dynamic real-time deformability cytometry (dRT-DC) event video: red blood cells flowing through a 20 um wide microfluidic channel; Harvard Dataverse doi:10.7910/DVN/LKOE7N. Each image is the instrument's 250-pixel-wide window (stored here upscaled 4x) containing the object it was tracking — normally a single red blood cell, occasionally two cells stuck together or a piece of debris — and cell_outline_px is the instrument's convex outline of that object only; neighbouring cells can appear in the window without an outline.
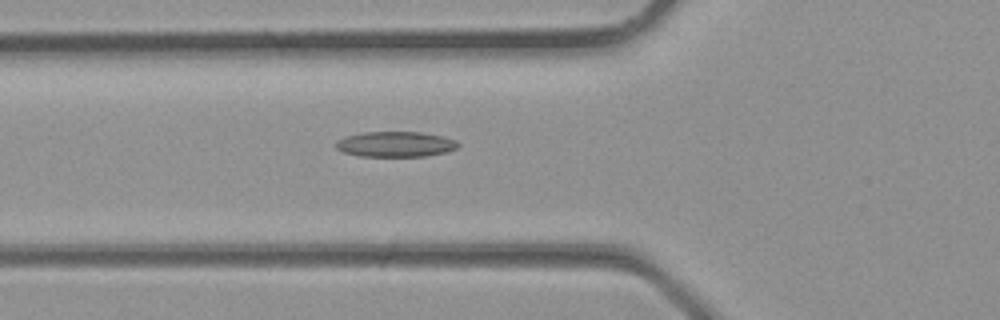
{"species": "common noctule bat (a hibernating species)", "species_latin": "Nyctalus noctula", "temperature_condition": "room temperature", "stored_images_in_passage": 24, "camera_frame_rate_fps": 3000, "um_per_image_px": 0.085, "animal": {"sex": "male", "body_mass_g": 23.1, "forearm_length_mm": 52.7}, "frame": {"image": 1, "passage_image": 2, "time_ms": 0.333, "image_size_px": [1000, 320], "cell_outline_px": [[460, 144], [456, 148], [448, 152], [424, 156], [360, 156], [344, 152], [336, 148], [336, 140], [344, 136], [364, 132], [420, 132], [444, 136], [456, 140]], "centroid_in_image_um": [33.63, 12.25], "position_along_channel_um": 92.2, "area_um2": 18.15}}
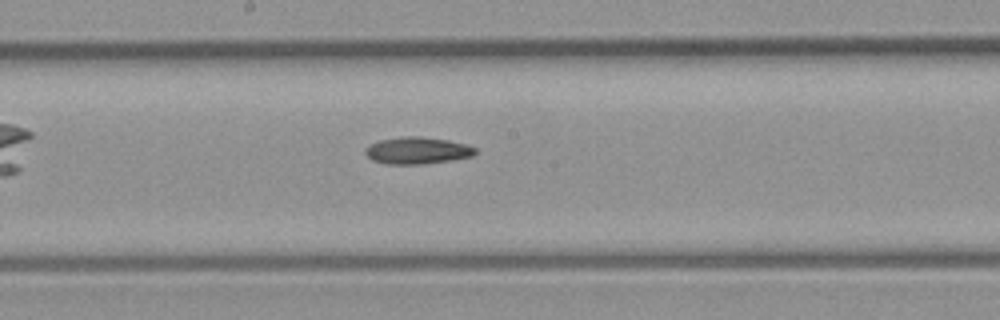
{"frame": {"image": 2, "passage_image": 8, "time_ms": 2.333, "image_size_px": [1000, 320], "cell_outline_px": [[476, 152], [472, 156], [452, 160], [424, 164], [388, 164], [372, 160], [364, 152], [364, 148], [380, 140], [404, 136], [420, 136], [448, 140], [464, 144], [476, 148]], "centroid_in_image_um": [35.46, 12.8], "position_along_channel_um": 212.7, "area_um2": 17.17}}
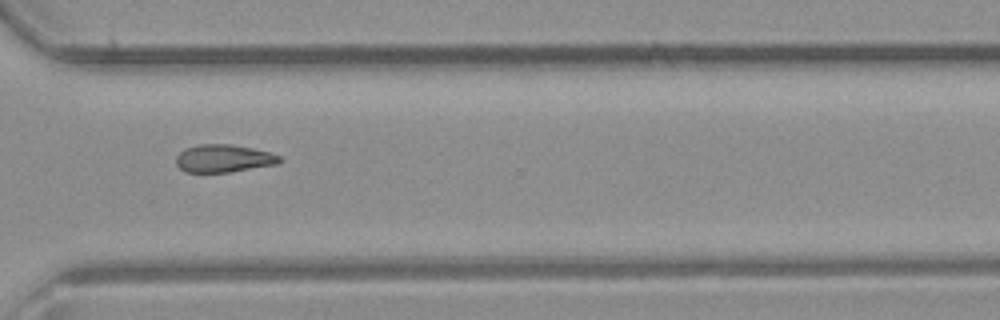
{"frame": {"image": 3, "passage_image": 15, "time_ms": 4.667, "image_size_px": [1000, 320], "cell_outline_px": [[284, 160], [276, 164], [228, 172], [184, 172], [176, 164], [176, 156], [184, 148], [200, 144], [232, 144], [252, 148], [268, 152], [280, 156]], "centroid_in_image_um": [18.98, 13.46], "position_along_channel_um": 351.6, "area_um2": 16.7}}